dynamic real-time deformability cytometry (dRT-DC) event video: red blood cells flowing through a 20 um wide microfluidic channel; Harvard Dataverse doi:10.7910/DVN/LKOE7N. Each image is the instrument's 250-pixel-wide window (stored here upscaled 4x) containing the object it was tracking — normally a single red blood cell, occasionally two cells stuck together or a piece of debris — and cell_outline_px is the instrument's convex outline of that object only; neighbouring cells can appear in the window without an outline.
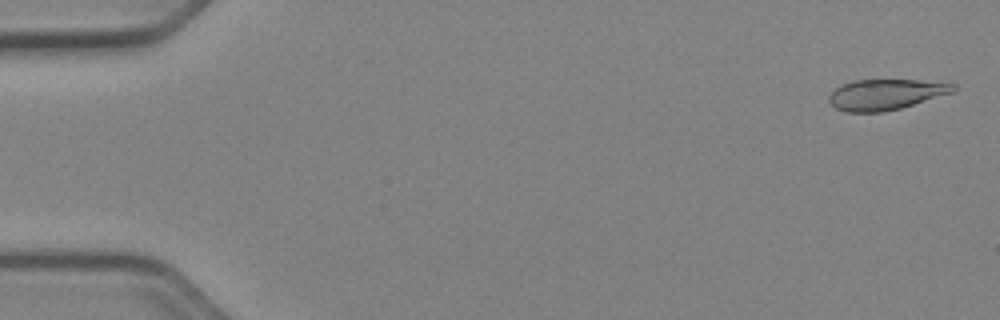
{"species": "Egyptian fruit bat (a non-hibernating species)", "species_latin": "Rousettus aegyptiacus", "temperature_condition": "cold", "stored_images_in_passage": 15, "camera_frame_rate_fps": 3000, "um_per_image_px": 0.085, "animal": {"sex": "female"}, "frame": {"image": 1, "passage_image": 2, "time_ms": 0.333, "image_size_px": [1000, 320], "cell_outline_px": [[956, 88], [952, 92], [900, 108], [884, 112], [844, 112], [836, 108], [828, 100], [828, 96], [836, 88], [852, 80], [916, 80], [956, 84]], "centroid_in_image_um": [75.24, 8.03], "position_along_channel_um": 9.8, "area_um2": 21.91}}
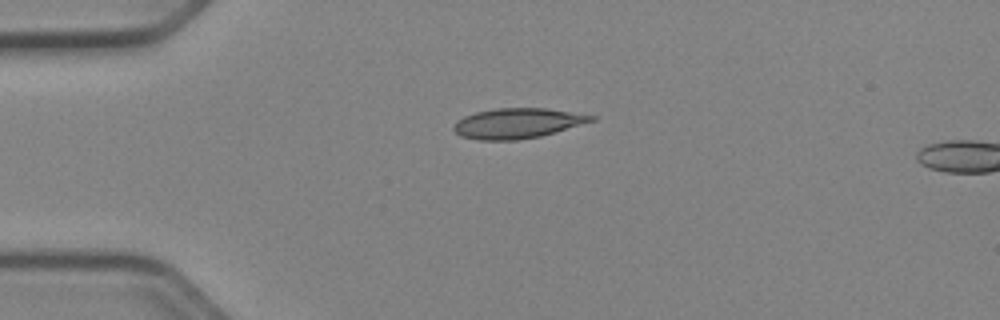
{"frame": {"image": 2, "passage_image": 13, "time_ms": 4.0, "image_size_px": [1000, 320], "cell_outline_px": [[596, 120], [540, 136], [516, 140], [480, 140], [460, 136], [452, 128], [456, 120], [464, 116], [476, 112], [496, 108], [548, 108], [596, 116]], "centroid_in_image_um": [43.95, 10.47], "position_along_channel_um": 41.0, "area_um2": 24.1}}